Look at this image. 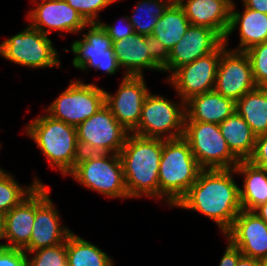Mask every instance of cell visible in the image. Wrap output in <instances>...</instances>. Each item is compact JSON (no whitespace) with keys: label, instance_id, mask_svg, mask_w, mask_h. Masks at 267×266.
<instances>
[{"label":"cell","instance_id":"1","mask_svg":"<svg viewBox=\"0 0 267 266\" xmlns=\"http://www.w3.org/2000/svg\"><path fill=\"white\" fill-rule=\"evenodd\" d=\"M235 169H203L178 209L196 211L213 220L224 235L242 210Z\"/></svg>","mask_w":267,"mask_h":266},{"label":"cell","instance_id":"2","mask_svg":"<svg viewBox=\"0 0 267 266\" xmlns=\"http://www.w3.org/2000/svg\"><path fill=\"white\" fill-rule=\"evenodd\" d=\"M129 198L159 200V164L162 138L129 133L119 153Z\"/></svg>","mask_w":267,"mask_h":266},{"label":"cell","instance_id":"3","mask_svg":"<svg viewBox=\"0 0 267 266\" xmlns=\"http://www.w3.org/2000/svg\"><path fill=\"white\" fill-rule=\"evenodd\" d=\"M203 169L184 137L162 139L159 164V201L172 208L187 194Z\"/></svg>","mask_w":267,"mask_h":266},{"label":"cell","instance_id":"4","mask_svg":"<svg viewBox=\"0 0 267 266\" xmlns=\"http://www.w3.org/2000/svg\"><path fill=\"white\" fill-rule=\"evenodd\" d=\"M24 125L25 134L36 143L50 167L67 176L81 156L76 127L46 113Z\"/></svg>","mask_w":267,"mask_h":266},{"label":"cell","instance_id":"5","mask_svg":"<svg viewBox=\"0 0 267 266\" xmlns=\"http://www.w3.org/2000/svg\"><path fill=\"white\" fill-rule=\"evenodd\" d=\"M69 175L81 186L110 199L129 198L119 154L81 153Z\"/></svg>","mask_w":267,"mask_h":266},{"label":"cell","instance_id":"6","mask_svg":"<svg viewBox=\"0 0 267 266\" xmlns=\"http://www.w3.org/2000/svg\"><path fill=\"white\" fill-rule=\"evenodd\" d=\"M0 56L30 69L61 67L59 51L51 39L29 24L0 43Z\"/></svg>","mask_w":267,"mask_h":266},{"label":"cell","instance_id":"7","mask_svg":"<svg viewBox=\"0 0 267 266\" xmlns=\"http://www.w3.org/2000/svg\"><path fill=\"white\" fill-rule=\"evenodd\" d=\"M185 117V102L180 98L177 103L150 91L143 103L138 127L132 133L151 138H180L184 135Z\"/></svg>","mask_w":267,"mask_h":266},{"label":"cell","instance_id":"8","mask_svg":"<svg viewBox=\"0 0 267 266\" xmlns=\"http://www.w3.org/2000/svg\"><path fill=\"white\" fill-rule=\"evenodd\" d=\"M183 137L202 169H233L240 162L229 149L219 124L185 121Z\"/></svg>","mask_w":267,"mask_h":266},{"label":"cell","instance_id":"9","mask_svg":"<svg viewBox=\"0 0 267 266\" xmlns=\"http://www.w3.org/2000/svg\"><path fill=\"white\" fill-rule=\"evenodd\" d=\"M75 80H70L45 112L53 119L77 127L105 105V90L97 84Z\"/></svg>","mask_w":267,"mask_h":266},{"label":"cell","instance_id":"10","mask_svg":"<svg viewBox=\"0 0 267 266\" xmlns=\"http://www.w3.org/2000/svg\"><path fill=\"white\" fill-rule=\"evenodd\" d=\"M81 153L119 154L130 133L113 116L105 104L76 127Z\"/></svg>","mask_w":267,"mask_h":266},{"label":"cell","instance_id":"11","mask_svg":"<svg viewBox=\"0 0 267 266\" xmlns=\"http://www.w3.org/2000/svg\"><path fill=\"white\" fill-rule=\"evenodd\" d=\"M78 35L82 36L81 39L74 40L70 45L74 54V68L86 71L93 67L94 70H102L107 75H115L121 69L114 54L112 39L99 23L87 24Z\"/></svg>","mask_w":267,"mask_h":266},{"label":"cell","instance_id":"12","mask_svg":"<svg viewBox=\"0 0 267 266\" xmlns=\"http://www.w3.org/2000/svg\"><path fill=\"white\" fill-rule=\"evenodd\" d=\"M50 187L39 184L35 189V217L29 244L23 249L25 253L37 249L53 247L66 242L72 232L61 224V216L50 197Z\"/></svg>","mask_w":267,"mask_h":266},{"label":"cell","instance_id":"13","mask_svg":"<svg viewBox=\"0 0 267 266\" xmlns=\"http://www.w3.org/2000/svg\"><path fill=\"white\" fill-rule=\"evenodd\" d=\"M221 45L205 56L177 68L165 81L173 86L184 102L191 97L214 90Z\"/></svg>","mask_w":267,"mask_h":266},{"label":"cell","instance_id":"14","mask_svg":"<svg viewBox=\"0 0 267 266\" xmlns=\"http://www.w3.org/2000/svg\"><path fill=\"white\" fill-rule=\"evenodd\" d=\"M256 87L246 52L229 49L223 42L214 91L237 102Z\"/></svg>","mask_w":267,"mask_h":266},{"label":"cell","instance_id":"15","mask_svg":"<svg viewBox=\"0 0 267 266\" xmlns=\"http://www.w3.org/2000/svg\"><path fill=\"white\" fill-rule=\"evenodd\" d=\"M119 84L116 93L105 90V104L116 120L130 133L139 124L143 103L150 93L144 76H127Z\"/></svg>","mask_w":267,"mask_h":266},{"label":"cell","instance_id":"16","mask_svg":"<svg viewBox=\"0 0 267 266\" xmlns=\"http://www.w3.org/2000/svg\"><path fill=\"white\" fill-rule=\"evenodd\" d=\"M34 8L26 18L31 27L50 35L52 31L78 34L87 26L83 17L66 0H31Z\"/></svg>","mask_w":267,"mask_h":266},{"label":"cell","instance_id":"17","mask_svg":"<svg viewBox=\"0 0 267 266\" xmlns=\"http://www.w3.org/2000/svg\"><path fill=\"white\" fill-rule=\"evenodd\" d=\"M224 236L242 255L267 258V224L254 211L242 209Z\"/></svg>","mask_w":267,"mask_h":266},{"label":"cell","instance_id":"18","mask_svg":"<svg viewBox=\"0 0 267 266\" xmlns=\"http://www.w3.org/2000/svg\"><path fill=\"white\" fill-rule=\"evenodd\" d=\"M224 39L205 26L190 25L182 39L169 52V61L163 68L169 76L179 67L212 53Z\"/></svg>","mask_w":267,"mask_h":266},{"label":"cell","instance_id":"19","mask_svg":"<svg viewBox=\"0 0 267 266\" xmlns=\"http://www.w3.org/2000/svg\"><path fill=\"white\" fill-rule=\"evenodd\" d=\"M191 25L215 30L223 39L228 31L234 0H176Z\"/></svg>","mask_w":267,"mask_h":266},{"label":"cell","instance_id":"20","mask_svg":"<svg viewBox=\"0 0 267 266\" xmlns=\"http://www.w3.org/2000/svg\"><path fill=\"white\" fill-rule=\"evenodd\" d=\"M236 5L233 1L229 28L224 37V44L228 46L229 36L235 30L239 31L240 39L239 45L236 48H232V50L245 52L252 46L267 42V14L247 7H243V12H241L235 9Z\"/></svg>","mask_w":267,"mask_h":266},{"label":"cell","instance_id":"21","mask_svg":"<svg viewBox=\"0 0 267 266\" xmlns=\"http://www.w3.org/2000/svg\"><path fill=\"white\" fill-rule=\"evenodd\" d=\"M114 54L127 76H144V69L163 71L150 57L146 36L133 34L129 38L113 42Z\"/></svg>","mask_w":267,"mask_h":266},{"label":"cell","instance_id":"22","mask_svg":"<svg viewBox=\"0 0 267 266\" xmlns=\"http://www.w3.org/2000/svg\"><path fill=\"white\" fill-rule=\"evenodd\" d=\"M35 217V190L3 217L4 238L9 248L24 249L30 242Z\"/></svg>","mask_w":267,"mask_h":266},{"label":"cell","instance_id":"23","mask_svg":"<svg viewBox=\"0 0 267 266\" xmlns=\"http://www.w3.org/2000/svg\"><path fill=\"white\" fill-rule=\"evenodd\" d=\"M185 112V121L220 124L236 112V102L213 90L187 100Z\"/></svg>","mask_w":267,"mask_h":266},{"label":"cell","instance_id":"24","mask_svg":"<svg viewBox=\"0 0 267 266\" xmlns=\"http://www.w3.org/2000/svg\"><path fill=\"white\" fill-rule=\"evenodd\" d=\"M236 176H243L242 187H239L241 207L254 211L267 202V171L252 164L249 160H240L235 166Z\"/></svg>","mask_w":267,"mask_h":266},{"label":"cell","instance_id":"25","mask_svg":"<svg viewBox=\"0 0 267 266\" xmlns=\"http://www.w3.org/2000/svg\"><path fill=\"white\" fill-rule=\"evenodd\" d=\"M219 127L229 149L239 160H248L253 155L256 135L237 112L221 122Z\"/></svg>","mask_w":267,"mask_h":266},{"label":"cell","instance_id":"26","mask_svg":"<svg viewBox=\"0 0 267 266\" xmlns=\"http://www.w3.org/2000/svg\"><path fill=\"white\" fill-rule=\"evenodd\" d=\"M236 112L259 136L267 133V87H256L236 102Z\"/></svg>","mask_w":267,"mask_h":266},{"label":"cell","instance_id":"27","mask_svg":"<svg viewBox=\"0 0 267 266\" xmlns=\"http://www.w3.org/2000/svg\"><path fill=\"white\" fill-rule=\"evenodd\" d=\"M190 25L184 10L174 0L158 19L152 35L170 51L182 39Z\"/></svg>","mask_w":267,"mask_h":266},{"label":"cell","instance_id":"28","mask_svg":"<svg viewBox=\"0 0 267 266\" xmlns=\"http://www.w3.org/2000/svg\"><path fill=\"white\" fill-rule=\"evenodd\" d=\"M68 266H114V260L95 244L71 232L66 239Z\"/></svg>","mask_w":267,"mask_h":266},{"label":"cell","instance_id":"29","mask_svg":"<svg viewBox=\"0 0 267 266\" xmlns=\"http://www.w3.org/2000/svg\"><path fill=\"white\" fill-rule=\"evenodd\" d=\"M39 184H44L40 179L34 177L30 185H20L14 178V174L0 167V217H3L13 207L19 205L27 198Z\"/></svg>","mask_w":267,"mask_h":266},{"label":"cell","instance_id":"30","mask_svg":"<svg viewBox=\"0 0 267 266\" xmlns=\"http://www.w3.org/2000/svg\"><path fill=\"white\" fill-rule=\"evenodd\" d=\"M174 0H141L135 5L134 13L129 16L135 34H152L158 19Z\"/></svg>","mask_w":267,"mask_h":266},{"label":"cell","instance_id":"31","mask_svg":"<svg viewBox=\"0 0 267 266\" xmlns=\"http://www.w3.org/2000/svg\"><path fill=\"white\" fill-rule=\"evenodd\" d=\"M26 255L27 266H68L66 242L53 247L37 249Z\"/></svg>","mask_w":267,"mask_h":266},{"label":"cell","instance_id":"32","mask_svg":"<svg viewBox=\"0 0 267 266\" xmlns=\"http://www.w3.org/2000/svg\"><path fill=\"white\" fill-rule=\"evenodd\" d=\"M251 64L257 87H267V42L252 46L245 51Z\"/></svg>","mask_w":267,"mask_h":266},{"label":"cell","instance_id":"33","mask_svg":"<svg viewBox=\"0 0 267 266\" xmlns=\"http://www.w3.org/2000/svg\"><path fill=\"white\" fill-rule=\"evenodd\" d=\"M119 0H66L88 23H99L100 12Z\"/></svg>","mask_w":267,"mask_h":266},{"label":"cell","instance_id":"34","mask_svg":"<svg viewBox=\"0 0 267 266\" xmlns=\"http://www.w3.org/2000/svg\"><path fill=\"white\" fill-rule=\"evenodd\" d=\"M119 22L121 24L125 23V25L118 26V25H115V23L107 24L102 21L99 22V24L105 30L107 35L112 39V42L121 40L123 38H129L130 36L134 34L133 26L131 22L129 21V18L127 15L121 17V20Z\"/></svg>","mask_w":267,"mask_h":266},{"label":"cell","instance_id":"35","mask_svg":"<svg viewBox=\"0 0 267 266\" xmlns=\"http://www.w3.org/2000/svg\"><path fill=\"white\" fill-rule=\"evenodd\" d=\"M150 57L163 69L169 61V50L152 34L146 36Z\"/></svg>","mask_w":267,"mask_h":266},{"label":"cell","instance_id":"36","mask_svg":"<svg viewBox=\"0 0 267 266\" xmlns=\"http://www.w3.org/2000/svg\"><path fill=\"white\" fill-rule=\"evenodd\" d=\"M0 266H27V255L23 249L6 247L0 250Z\"/></svg>","mask_w":267,"mask_h":266},{"label":"cell","instance_id":"37","mask_svg":"<svg viewBox=\"0 0 267 266\" xmlns=\"http://www.w3.org/2000/svg\"><path fill=\"white\" fill-rule=\"evenodd\" d=\"M248 160L267 171V133L256 136L254 152Z\"/></svg>","mask_w":267,"mask_h":266},{"label":"cell","instance_id":"38","mask_svg":"<svg viewBox=\"0 0 267 266\" xmlns=\"http://www.w3.org/2000/svg\"><path fill=\"white\" fill-rule=\"evenodd\" d=\"M227 247L219 262L218 266H236L239 258L242 256L241 251L234 246L229 240H227Z\"/></svg>","mask_w":267,"mask_h":266},{"label":"cell","instance_id":"39","mask_svg":"<svg viewBox=\"0 0 267 266\" xmlns=\"http://www.w3.org/2000/svg\"><path fill=\"white\" fill-rule=\"evenodd\" d=\"M242 6L267 14V0H242Z\"/></svg>","mask_w":267,"mask_h":266},{"label":"cell","instance_id":"40","mask_svg":"<svg viewBox=\"0 0 267 266\" xmlns=\"http://www.w3.org/2000/svg\"><path fill=\"white\" fill-rule=\"evenodd\" d=\"M236 266H263L262 260L242 255Z\"/></svg>","mask_w":267,"mask_h":266},{"label":"cell","instance_id":"41","mask_svg":"<svg viewBox=\"0 0 267 266\" xmlns=\"http://www.w3.org/2000/svg\"><path fill=\"white\" fill-rule=\"evenodd\" d=\"M254 212L267 224V202L257 207Z\"/></svg>","mask_w":267,"mask_h":266},{"label":"cell","instance_id":"42","mask_svg":"<svg viewBox=\"0 0 267 266\" xmlns=\"http://www.w3.org/2000/svg\"><path fill=\"white\" fill-rule=\"evenodd\" d=\"M0 240H5L4 238V226H3V219L2 217H0ZM7 246H6V243H0V250H3L5 249Z\"/></svg>","mask_w":267,"mask_h":266},{"label":"cell","instance_id":"43","mask_svg":"<svg viewBox=\"0 0 267 266\" xmlns=\"http://www.w3.org/2000/svg\"><path fill=\"white\" fill-rule=\"evenodd\" d=\"M263 266H267V258H265L264 260H262Z\"/></svg>","mask_w":267,"mask_h":266}]
</instances>
